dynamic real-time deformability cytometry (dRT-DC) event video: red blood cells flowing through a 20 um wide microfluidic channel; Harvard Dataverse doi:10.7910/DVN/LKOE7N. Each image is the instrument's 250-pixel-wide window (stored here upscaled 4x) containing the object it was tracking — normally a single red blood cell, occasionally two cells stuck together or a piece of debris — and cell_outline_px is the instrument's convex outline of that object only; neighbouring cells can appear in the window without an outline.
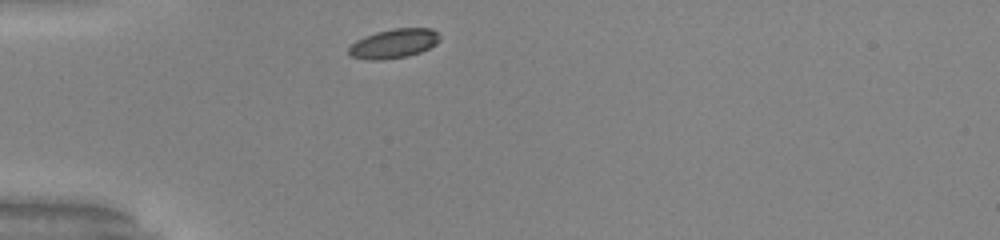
{"species": "common noctule bat (a hibernating species)", "species_latin": "Nyctalus noctula", "temperature_condition": "warm", "stored_images_in_passage": 29, "camera_frame_rate_fps": 3000, "um_per_image_px": 0.085, "animal": {"sex": "male", "body_mass_g": 20.0, "forearm_length_mm": 53.3}, "frame": {"image": 1, "passage_image": 1, "time_ms": 0.0, "image_size_px": [1000, 240], "cell_outline_px": [[440, 40], [436, 44], [420, 52], [408, 56], [384, 60], [368, 60], [352, 56], [348, 52], [348, 48], [356, 40], [364, 36], [376, 32], [392, 28], [432, 28], [440, 36]], "centroid_in_image_um": [33.47, 3.7], "position_along_channel_um": 51.5, "area_um2": 15.61}}
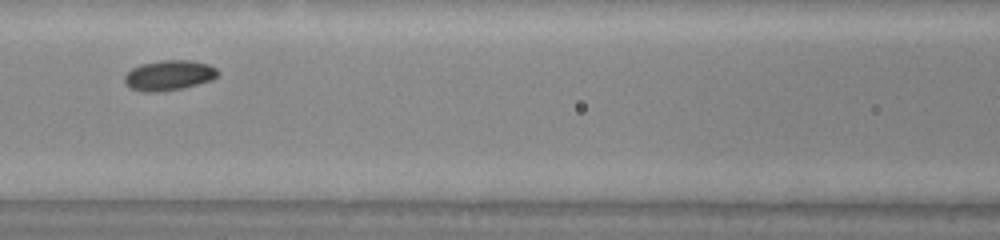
{"frame": {"image": 2, "passage_image": 10, "time_ms": 3.0, "image_size_px": [1000, 240], "cell_outline_px": [[220, 72], [212, 80], [180, 88], [156, 92], [144, 92], [132, 88], [124, 84], [124, 76], [132, 68], [140, 64], [160, 60], [192, 60], [208, 64], [216, 68]], "centroid_in_image_um": [14.35, 6.39], "position_along_channel_um": 152.3, "area_um2": 16.36}}
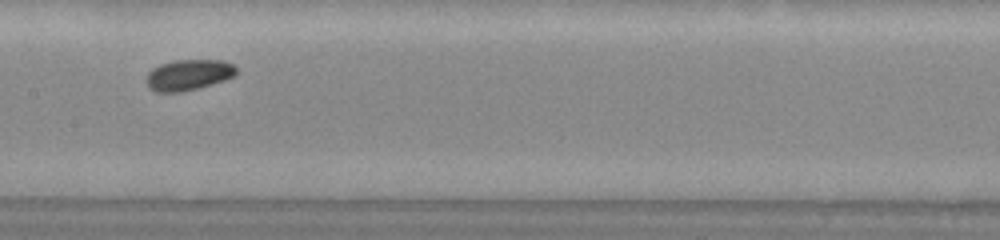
{"frame": {"image": 3, "passage_image": 13, "time_ms": 4.0, "image_size_px": [1000, 240], "cell_outline_px": [[236, 72], [232, 76], [224, 80], [196, 88], [180, 92], [156, 92], [148, 88], [144, 80], [148, 72], [152, 68], [160, 64], [172, 60], [220, 60], [232, 64], [236, 68]], "centroid_in_image_um": [15.93, 6.36], "position_along_channel_um": 191.5, "area_um2": 16.13}, "authors_computed_cell_mechanics": {"area_um2": 16.1262, "velocity_mm_per_s": 3.9303, "shape_relaxation_time_tau1_ms": 1.0099, "shape_relaxation_time_tau2_ms": 3.6553, "deformation_change_tau1": 0.0391, "deformation_change_tau2": 0.0682}}